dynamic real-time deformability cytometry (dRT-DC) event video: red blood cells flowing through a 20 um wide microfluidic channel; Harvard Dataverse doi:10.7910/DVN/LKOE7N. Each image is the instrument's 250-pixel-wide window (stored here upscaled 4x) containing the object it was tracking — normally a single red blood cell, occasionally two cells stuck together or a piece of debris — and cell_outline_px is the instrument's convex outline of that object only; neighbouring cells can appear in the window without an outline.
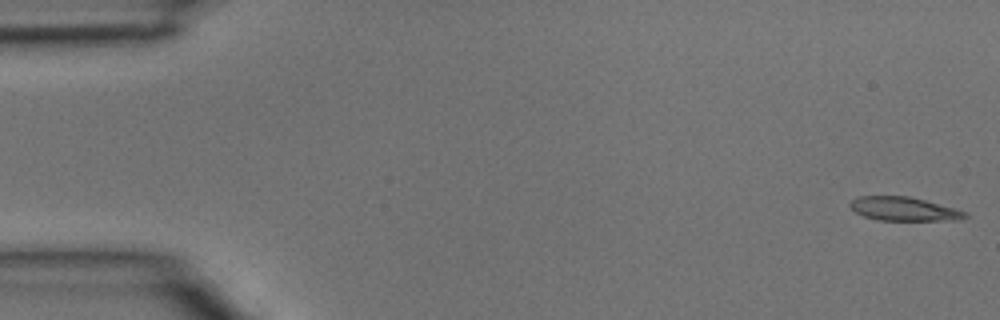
{"species": "common noctule bat (a hibernating species)", "species_latin": "Nyctalus noctula", "temperature_condition": "room temperature", "stored_images_in_passage": 4, "camera_frame_rate_fps": 3000, "um_per_image_px": 0.085, "animal": {"sex": "male", "body_mass_g": 15.6}, "frame": {"image": 1, "passage_image": 1, "time_ms": 0.0, "image_size_px": [1000, 320], "cell_outline_px": [[968, 216], [960, 220], [876, 220], [864, 216], [856, 212], [848, 204], [852, 200], [860, 196], [908, 196], [924, 200], [968, 212]], "centroid_in_image_um": [76.83, 17.76], "position_along_channel_um": 8.2, "area_um2": 15.78}}
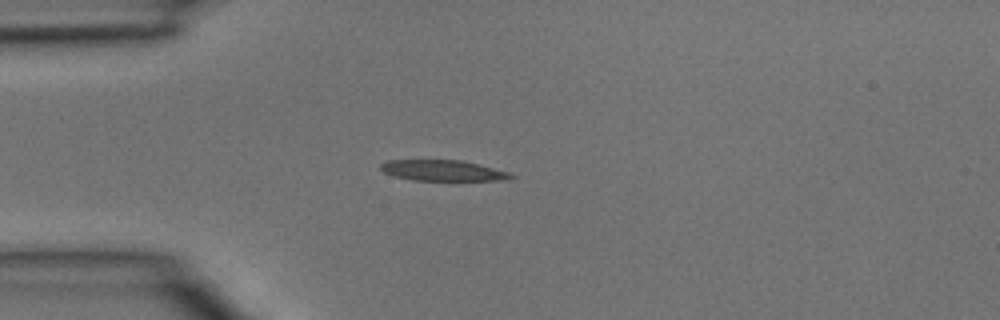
{"frame": {"image": 2, "passage_image": 4, "time_ms": 1.0, "image_size_px": [1000, 320], "cell_outline_px": [[516, 176], [512, 180], [412, 180], [396, 176], [384, 172], [380, 168], [380, 164], [388, 160], [460, 160], [508, 172]], "centroid_in_image_um": [37.65, 14.5], "position_along_channel_um": 47.4, "area_um2": 15.55}}